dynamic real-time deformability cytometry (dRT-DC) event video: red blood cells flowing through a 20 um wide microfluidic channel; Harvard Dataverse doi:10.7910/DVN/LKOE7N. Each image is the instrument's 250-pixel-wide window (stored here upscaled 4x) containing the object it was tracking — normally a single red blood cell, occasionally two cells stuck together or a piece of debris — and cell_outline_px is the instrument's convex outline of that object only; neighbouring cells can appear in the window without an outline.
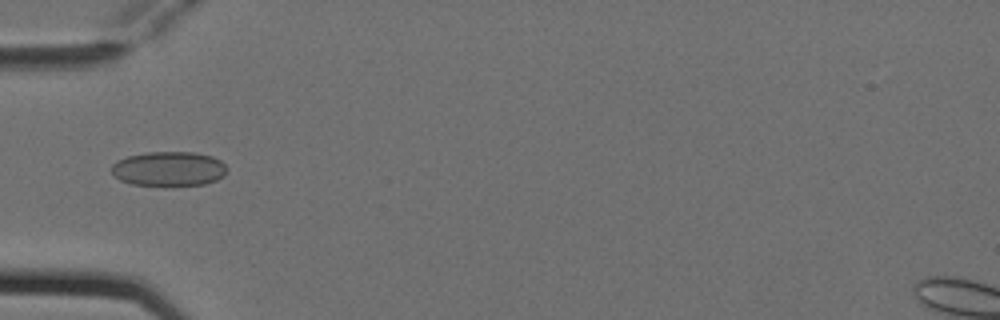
{"species": "Egyptian fruit bat (a non-hibernating species)", "species_latin": "Rousettus aegyptiacus", "temperature_condition": "cold", "stored_images_in_passage": 5, "camera_frame_rate_fps": 3000, "um_per_image_px": 0.085, "animal": {"sex": "female"}, "frame": {"image": 1, "passage_image": 4, "time_ms": 1.0, "image_size_px": [1000, 320], "cell_outline_px": [[228, 168], [224, 176], [216, 180], [204, 184], [132, 184], [120, 180], [112, 172], [112, 164], [116, 160], [128, 156], [148, 152], [196, 152], [212, 156], [220, 160]], "centroid_in_image_um": [14.37, 14.32], "position_along_channel_um": 70.6, "area_um2": 22.95}}
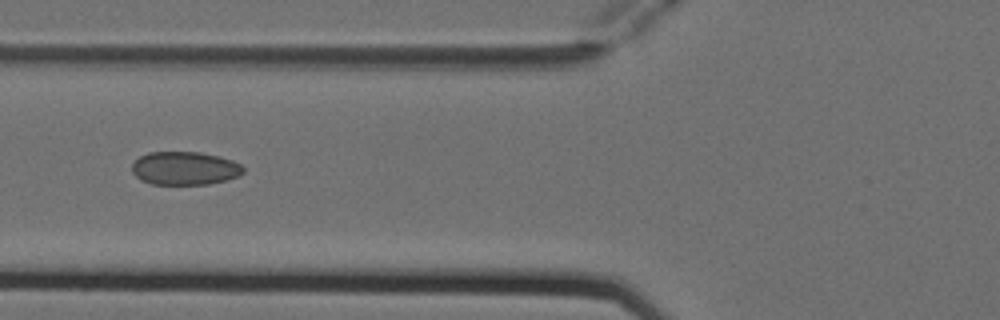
{"frame": {"image": 2, "passage_image": 5, "time_ms": 1.333, "image_size_px": [1000, 320], "cell_outline_px": [[244, 172], [240, 176], [208, 184], [152, 184], [140, 180], [132, 172], [132, 164], [140, 156], [148, 152], [200, 152], [232, 160], [240, 164], [244, 168]], "centroid_in_image_um": [15.69, 14.3], "position_along_channel_um": 110.1, "area_um2": 21.56}}